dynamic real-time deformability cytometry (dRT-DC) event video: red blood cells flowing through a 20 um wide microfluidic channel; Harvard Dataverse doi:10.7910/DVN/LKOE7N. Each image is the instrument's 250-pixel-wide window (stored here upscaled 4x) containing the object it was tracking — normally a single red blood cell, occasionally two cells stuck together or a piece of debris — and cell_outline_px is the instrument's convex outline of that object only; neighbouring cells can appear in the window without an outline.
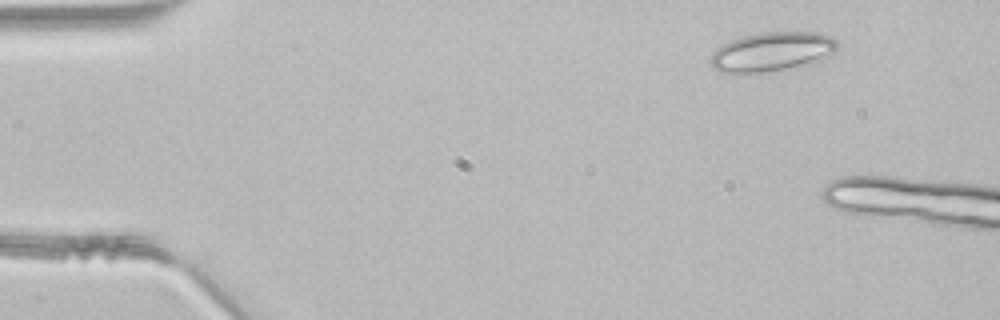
{"species": "common noctule bat (a hibernating species)", "species_latin": "Nyctalus noctula", "temperature_condition": "room temperature", "stored_images_in_passage": 6, "camera_frame_rate_fps": 3000, "um_per_image_px": 0.085, "animal": {"sex": "male", "body_mass_g": 21.5, "forearm_length_mm": 52.0}, "frame": {"image": 1, "passage_image": 2, "time_ms": 0.333, "image_size_px": [1000, 320], "cell_outline_px": [[840, 44], [832, 52], [820, 60], [784, 68], [744, 76], [720, 72], [712, 68], [712, 52], [716, 48], [732, 40], [744, 36], [764, 32], [816, 32], [828, 36], [836, 40]], "centroid_in_image_um": [65.54, 4.42], "position_along_channel_um": 19.5, "area_um2": 28.84}}